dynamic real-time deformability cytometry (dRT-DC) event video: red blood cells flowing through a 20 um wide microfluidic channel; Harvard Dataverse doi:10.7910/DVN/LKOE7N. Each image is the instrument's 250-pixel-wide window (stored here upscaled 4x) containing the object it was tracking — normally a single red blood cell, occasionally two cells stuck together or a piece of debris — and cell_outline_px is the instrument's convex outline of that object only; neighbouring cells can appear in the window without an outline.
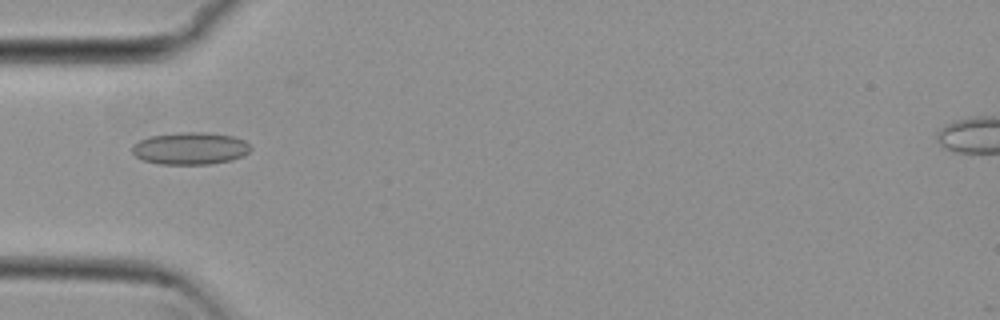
{"species": "common noctule bat (a hibernating species)", "species_latin": "Nyctalus noctula", "temperature_condition": "cold", "stored_images_in_passage": 36, "camera_frame_rate_fps": 3000, "um_per_image_px": 0.085, "animal": {"sex": "female", "body_mass_g": 29.2, "forearm_length_mm": 56.3}, "frame": {"image": 1, "passage_image": 4, "time_ms": 1.0, "image_size_px": [1000, 320], "cell_outline_px": [[252, 148], [244, 156], [232, 160], [208, 164], [160, 164], [144, 160], [136, 156], [132, 152], [132, 144], [148, 136], [180, 132], [208, 132], [232, 136], [244, 140]], "centroid_in_image_um": [16.17, 12.6], "position_along_channel_um": 68.8, "area_um2": 22.37}}
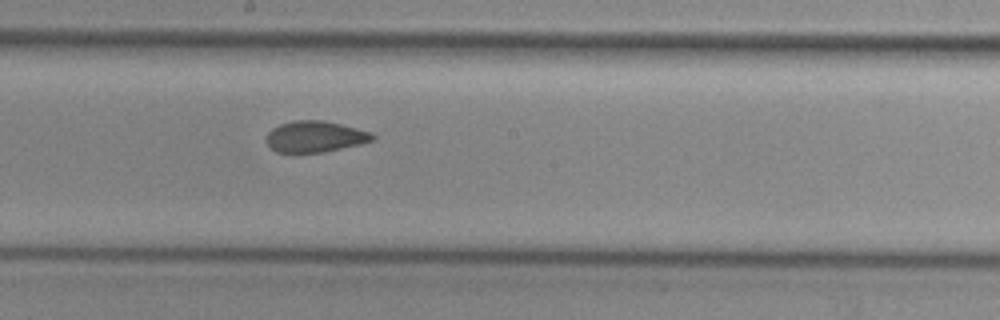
{"frame": {"image": 2, "passage_image": 16, "time_ms": 5.0, "image_size_px": [1000, 320], "cell_outline_px": [[376, 136], [372, 140], [360, 144], [324, 152], [276, 152], [268, 144], [268, 132], [272, 128], [280, 124], [292, 120], [324, 120], [372, 132]], "centroid_in_image_um": [26.8, 11.6], "position_along_channel_um": 221.4, "area_um2": 19.13}}
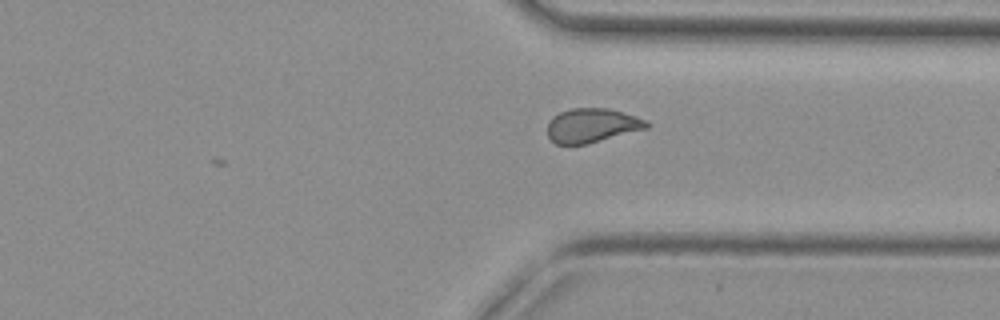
{"frame": {"image": 3, "passage_image": 27, "time_ms": 8.667, "image_size_px": [1000, 320], "cell_outline_px": [[652, 124], [648, 128], [588, 144], [556, 144], [548, 136], [548, 120], [552, 116], [560, 112], [572, 108], [608, 108], [636, 116], [648, 120]], "centroid_in_image_um": [50.34, 10.66], "position_along_channel_um": 361.1, "area_um2": 19.94}, "authors_computed_cell_mechanics": {"area_um2": 19.941, "velocity_mm_per_s": 3.8067, "shape_relaxation_time_tau1_ms": null, "shape_relaxation_time_tau2_ms": 1.52, "deformation_change_tau1": null, "deformation_change_tau2": 0.0532}}